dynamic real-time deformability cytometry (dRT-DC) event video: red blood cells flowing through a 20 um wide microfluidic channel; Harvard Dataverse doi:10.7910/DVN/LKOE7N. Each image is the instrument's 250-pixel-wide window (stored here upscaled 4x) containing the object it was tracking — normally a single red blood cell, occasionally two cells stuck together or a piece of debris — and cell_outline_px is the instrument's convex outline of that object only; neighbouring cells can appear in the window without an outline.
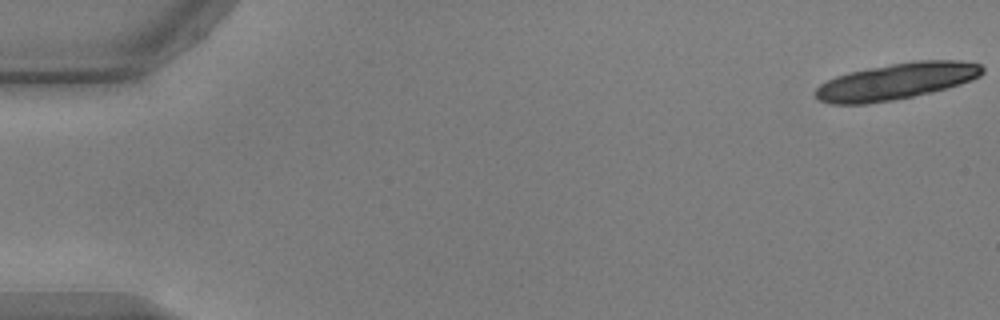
{"species": "common noctule bat (a hibernating species)", "species_latin": "Nyctalus noctula", "temperature_condition": "warm", "stored_images_in_passage": 22, "camera_frame_rate_fps": 3000, "um_per_image_px": 0.085, "animal": {"sex": "male", "body_mass_g": 17.9, "forearm_length_mm": 54.2}, "frame": {"image": 1, "passage_image": 1, "time_ms": 0.0, "image_size_px": [1000, 320], "cell_outline_px": [[984, 72], [980, 76], [972, 80], [960, 84], [932, 92], [892, 100], [868, 104], [832, 104], [820, 100], [816, 96], [816, 88], [820, 84], [836, 76], [848, 72], [868, 68], [892, 64], [920, 60], [956, 60], [980, 64], [984, 68]], "centroid_in_image_um": [76.2, 6.91], "position_along_channel_um": 8.8, "area_um2": 35.2}}